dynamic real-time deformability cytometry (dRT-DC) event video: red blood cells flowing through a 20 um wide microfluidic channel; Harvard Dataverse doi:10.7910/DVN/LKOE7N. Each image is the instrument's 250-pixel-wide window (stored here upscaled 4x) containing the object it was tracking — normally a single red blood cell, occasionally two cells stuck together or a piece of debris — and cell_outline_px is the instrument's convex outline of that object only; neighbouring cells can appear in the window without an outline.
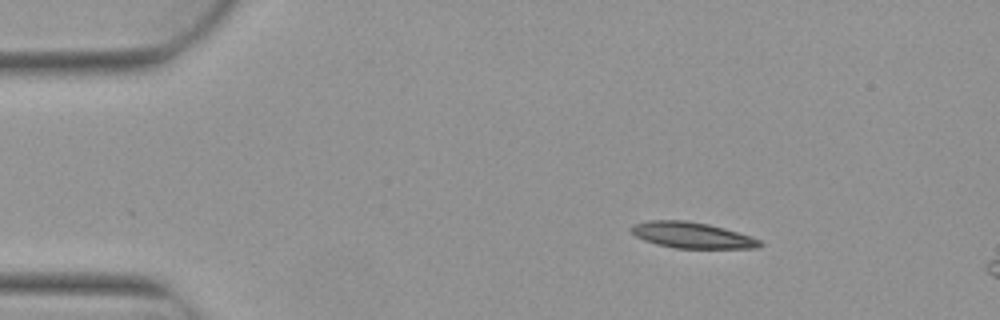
{"species": "Egyptian fruit bat (a non-hibernating species)", "species_latin": "Rousettus aegyptiacus", "temperature_condition": "warm", "stored_images_in_passage": 5, "camera_frame_rate_fps": 3000, "um_per_image_px": 0.085, "animal": {"sex": "female"}, "frame": {"image": 1, "passage_image": 2, "time_ms": 0.333, "image_size_px": [1000, 320], "cell_outline_px": [[764, 244], [756, 248], [676, 248], [656, 244], [644, 240], [636, 236], [632, 232], [632, 224], [648, 220], [684, 220], [708, 224], [724, 228], [752, 236], [760, 240]], "centroid_in_image_um": [58.83, 19.99], "position_along_channel_um": 26.2, "area_um2": 19.42}}